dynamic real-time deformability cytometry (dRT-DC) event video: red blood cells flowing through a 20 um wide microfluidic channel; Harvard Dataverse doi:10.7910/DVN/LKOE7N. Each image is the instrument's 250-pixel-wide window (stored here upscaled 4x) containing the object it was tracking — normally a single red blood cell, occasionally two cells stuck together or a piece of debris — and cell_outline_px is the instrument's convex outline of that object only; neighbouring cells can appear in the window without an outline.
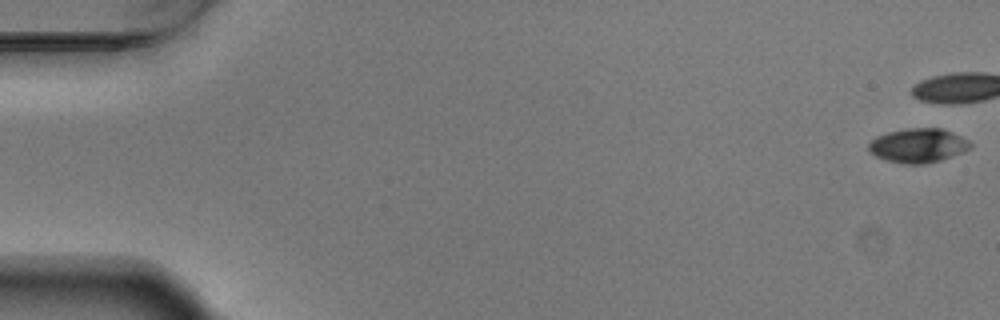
{"species": "Egyptian fruit bat (a non-hibernating species)", "species_latin": "Rousettus aegyptiacus", "temperature_condition": "warm", "stored_images_in_passage": 8, "camera_frame_rate_fps": 3000, "um_per_image_px": 0.085, "animal": {"sex": "male"}, "frame": {"image": 1, "passage_image": 1, "time_ms": 0.0, "image_size_px": [1000, 320], "cell_outline_px": [[972, 144], [964, 152], [940, 160], [924, 164], [904, 164], [888, 160], [876, 156], [868, 152], [868, 144], [876, 136], [888, 132], [904, 128], [940, 128], [952, 132], [968, 140]], "centroid_in_image_um": [78.01, 12.36], "position_along_channel_um": 7.0, "area_um2": 20.23}}